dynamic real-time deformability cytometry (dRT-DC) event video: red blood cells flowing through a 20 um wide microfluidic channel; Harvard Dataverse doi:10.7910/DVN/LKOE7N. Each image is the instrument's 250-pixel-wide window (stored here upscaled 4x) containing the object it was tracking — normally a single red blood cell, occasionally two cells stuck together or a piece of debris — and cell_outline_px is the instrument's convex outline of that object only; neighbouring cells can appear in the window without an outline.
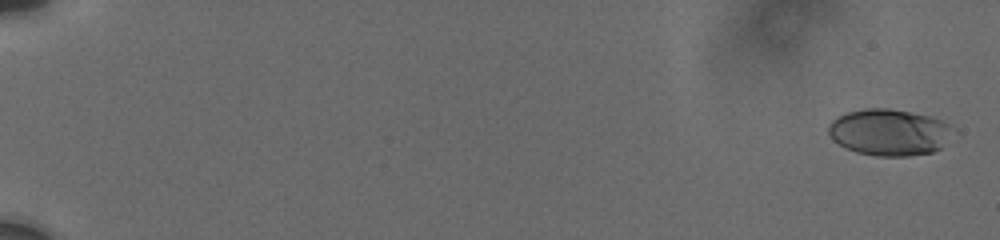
{"species": "human", "species_latin": "Homo sapiens", "temperature_condition": "cold", "stored_images_in_passage": 59, "camera_frame_rate_fps": 3000, "um_per_image_px": 0.085, "donor": {"sex": "male"}, "frame": {"image": 1, "passage_image": 2, "time_ms": 0.333, "image_size_px": [1000, 240], "cell_outline_px": [[960, 132], [940, 148], [932, 152], [908, 156], [876, 156], [856, 152], [832, 140], [828, 136], [828, 124], [836, 116], [844, 112], [864, 108], [888, 108], [932, 116], [956, 128]], "centroid_in_image_um": [75.63, 11.23], "position_along_channel_um": 9.4, "area_um2": 34.56}}
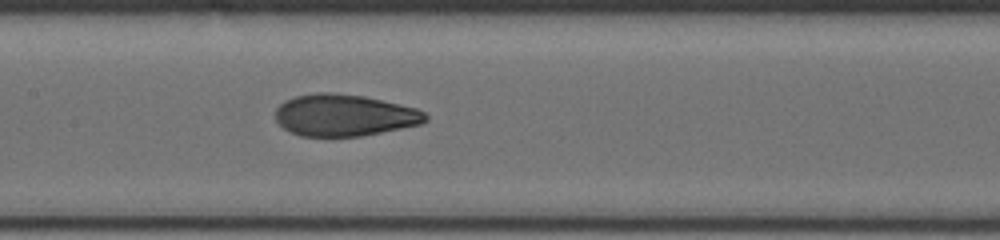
{"frame": {"image": 2, "passage_image": 30, "time_ms": 10.333, "image_size_px": [1000, 240], "cell_outline_px": [[428, 120], [420, 124], [360, 136], [300, 136], [288, 132], [276, 120], [276, 108], [284, 100], [296, 96], [316, 92], [332, 92], [364, 96], [416, 108], [424, 112], [428, 116]], "centroid_in_image_um": [29.23, 9.79], "position_along_channel_um": 178.2, "area_um2": 36.47}}
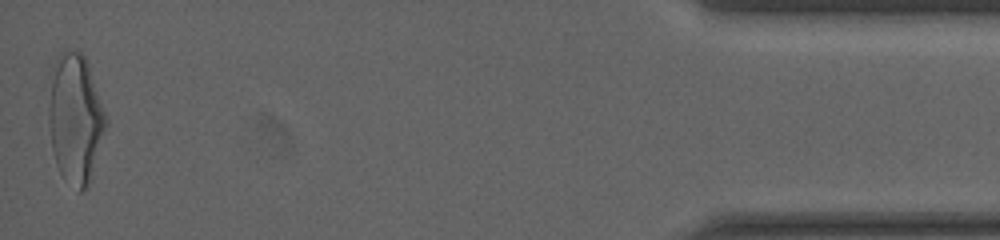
{"frame": {"image": 3, "passage_image": 59, "time_ms": 19.0, "image_size_px": [1000, 240], "cell_outline_px": [[108, 124], [88, 184], [80, 192], [60, 172], [56, 164], [52, 148], [48, 120], [48, 112], [52, 80], [56, 60], [60, 52], [80, 52], [84, 56], [88, 64]], "centroid_in_image_um": [6.41, 10.1], "position_along_channel_um": 428.8, "area_um2": 41.85}, "authors_computed_cell_mechanics": {"area_um2": 36.3562, "velocity_mm_per_s": 3.7675, "shape_relaxation_time_tau1_ms": 4.6386, "shape_relaxation_time_tau2_ms": 1.0787, "deformation_change_tau1": 0.1877, "deformation_change_tau2": 0.0685}}